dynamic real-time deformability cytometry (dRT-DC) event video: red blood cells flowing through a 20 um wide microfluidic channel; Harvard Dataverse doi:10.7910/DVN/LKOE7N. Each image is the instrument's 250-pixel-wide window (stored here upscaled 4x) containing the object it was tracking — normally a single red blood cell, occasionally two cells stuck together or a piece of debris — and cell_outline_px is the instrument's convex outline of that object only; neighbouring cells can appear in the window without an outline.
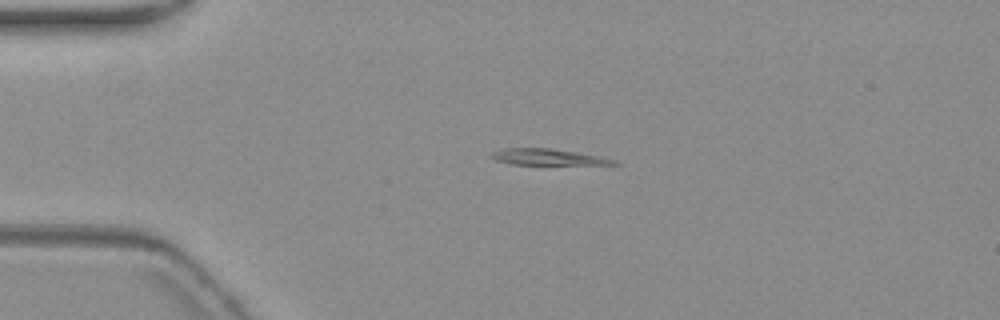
{"species": "common noctule bat (a hibernating species)", "species_latin": "Nyctalus noctula", "temperature_condition": "warm", "stored_images_in_passage": 4, "camera_frame_rate_fps": 3000, "um_per_image_px": 0.085, "animal": {"sex": "female", "body_mass_g": 19.3, "forearm_length_mm": 54.1}, "frame": {"image": 1, "passage_image": 3, "time_ms": 2.333, "image_size_px": [1000, 320], "cell_outline_px": [[624, 164], [512, 164], [496, 160], [488, 156], [488, 152], [500, 148], [552, 148], [576, 152], [616, 160]], "centroid_in_image_um": [46.45, 13.33], "position_along_channel_um": 38.6, "area_um2": 11.5}}